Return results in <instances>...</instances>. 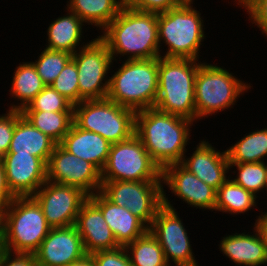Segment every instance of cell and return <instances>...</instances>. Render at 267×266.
Listing matches in <instances>:
<instances>
[{"label": "cell", "mask_w": 267, "mask_h": 266, "mask_svg": "<svg viewBox=\"0 0 267 266\" xmlns=\"http://www.w3.org/2000/svg\"><path fill=\"white\" fill-rule=\"evenodd\" d=\"M194 122L162 112L155 107L137 111L135 134L161 170L183 160L190 144ZM191 128V129H190Z\"/></svg>", "instance_id": "obj_1"}, {"label": "cell", "mask_w": 267, "mask_h": 266, "mask_svg": "<svg viewBox=\"0 0 267 266\" xmlns=\"http://www.w3.org/2000/svg\"><path fill=\"white\" fill-rule=\"evenodd\" d=\"M100 34L116 63L117 59L121 61L123 57L124 60L160 57L155 12L139 11L124 5Z\"/></svg>", "instance_id": "obj_2"}, {"label": "cell", "mask_w": 267, "mask_h": 266, "mask_svg": "<svg viewBox=\"0 0 267 266\" xmlns=\"http://www.w3.org/2000/svg\"><path fill=\"white\" fill-rule=\"evenodd\" d=\"M194 2L186 0L175 8L157 13L161 57L201 61L200 49L207 35L204 31L205 21L200 11L193 6ZM162 44L167 47L166 51Z\"/></svg>", "instance_id": "obj_3"}, {"label": "cell", "mask_w": 267, "mask_h": 266, "mask_svg": "<svg viewBox=\"0 0 267 266\" xmlns=\"http://www.w3.org/2000/svg\"><path fill=\"white\" fill-rule=\"evenodd\" d=\"M201 61L158 58V95L154 107L196 123L195 77Z\"/></svg>", "instance_id": "obj_4"}, {"label": "cell", "mask_w": 267, "mask_h": 266, "mask_svg": "<svg viewBox=\"0 0 267 266\" xmlns=\"http://www.w3.org/2000/svg\"><path fill=\"white\" fill-rule=\"evenodd\" d=\"M51 228L32 196L16 197L0 212V234L10 252L35 254Z\"/></svg>", "instance_id": "obj_5"}, {"label": "cell", "mask_w": 267, "mask_h": 266, "mask_svg": "<svg viewBox=\"0 0 267 266\" xmlns=\"http://www.w3.org/2000/svg\"><path fill=\"white\" fill-rule=\"evenodd\" d=\"M117 69L110 72L114 73L107 98L135 112L153 108L158 95V58L121 60Z\"/></svg>", "instance_id": "obj_6"}, {"label": "cell", "mask_w": 267, "mask_h": 266, "mask_svg": "<svg viewBox=\"0 0 267 266\" xmlns=\"http://www.w3.org/2000/svg\"><path fill=\"white\" fill-rule=\"evenodd\" d=\"M251 88L250 83L238 79L225 67L203 60L195 77L196 122L234 108L240 96Z\"/></svg>", "instance_id": "obj_7"}, {"label": "cell", "mask_w": 267, "mask_h": 266, "mask_svg": "<svg viewBox=\"0 0 267 266\" xmlns=\"http://www.w3.org/2000/svg\"><path fill=\"white\" fill-rule=\"evenodd\" d=\"M135 114L108 98L84 100L74 105L73 122L81 129L101 135L111 144L135 134Z\"/></svg>", "instance_id": "obj_8"}, {"label": "cell", "mask_w": 267, "mask_h": 266, "mask_svg": "<svg viewBox=\"0 0 267 266\" xmlns=\"http://www.w3.org/2000/svg\"><path fill=\"white\" fill-rule=\"evenodd\" d=\"M161 175V168L152 160L136 134L111 144L107 162L101 171L102 181H162Z\"/></svg>", "instance_id": "obj_9"}, {"label": "cell", "mask_w": 267, "mask_h": 266, "mask_svg": "<svg viewBox=\"0 0 267 266\" xmlns=\"http://www.w3.org/2000/svg\"><path fill=\"white\" fill-rule=\"evenodd\" d=\"M166 194L163 193V205L157 211L149 231L161 245L169 266H200L195 259L192 241L183 219Z\"/></svg>", "instance_id": "obj_10"}, {"label": "cell", "mask_w": 267, "mask_h": 266, "mask_svg": "<svg viewBox=\"0 0 267 266\" xmlns=\"http://www.w3.org/2000/svg\"><path fill=\"white\" fill-rule=\"evenodd\" d=\"M72 59L78 71L80 102L107 98L110 79L108 73L111 67H115L107 44L97 36L78 49Z\"/></svg>", "instance_id": "obj_11"}, {"label": "cell", "mask_w": 267, "mask_h": 266, "mask_svg": "<svg viewBox=\"0 0 267 266\" xmlns=\"http://www.w3.org/2000/svg\"><path fill=\"white\" fill-rule=\"evenodd\" d=\"M100 191L117 206L131 211L148 228L163 205L162 181H102Z\"/></svg>", "instance_id": "obj_12"}, {"label": "cell", "mask_w": 267, "mask_h": 266, "mask_svg": "<svg viewBox=\"0 0 267 266\" xmlns=\"http://www.w3.org/2000/svg\"><path fill=\"white\" fill-rule=\"evenodd\" d=\"M52 228L75 225L81 206L89 198L82 189L46 181L32 196Z\"/></svg>", "instance_id": "obj_13"}, {"label": "cell", "mask_w": 267, "mask_h": 266, "mask_svg": "<svg viewBox=\"0 0 267 266\" xmlns=\"http://www.w3.org/2000/svg\"><path fill=\"white\" fill-rule=\"evenodd\" d=\"M47 181L75 186L89 196L101 190V171L56 144L47 163Z\"/></svg>", "instance_id": "obj_14"}, {"label": "cell", "mask_w": 267, "mask_h": 266, "mask_svg": "<svg viewBox=\"0 0 267 266\" xmlns=\"http://www.w3.org/2000/svg\"><path fill=\"white\" fill-rule=\"evenodd\" d=\"M161 179L163 193L171 190L172 195L181 199L183 204L187 203L192 209L195 207L202 209L203 212L215 211L217 191L190 173L180 163L164 167Z\"/></svg>", "instance_id": "obj_15"}, {"label": "cell", "mask_w": 267, "mask_h": 266, "mask_svg": "<svg viewBox=\"0 0 267 266\" xmlns=\"http://www.w3.org/2000/svg\"><path fill=\"white\" fill-rule=\"evenodd\" d=\"M8 187L16 197L33 196L47 181V164L31 154L7 153L0 159Z\"/></svg>", "instance_id": "obj_16"}, {"label": "cell", "mask_w": 267, "mask_h": 266, "mask_svg": "<svg viewBox=\"0 0 267 266\" xmlns=\"http://www.w3.org/2000/svg\"><path fill=\"white\" fill-rule=\"evenodd\" d=\"M85 254L82 238L72 225L51 228L35 256L37 266H66Z\"/></svg>", "instance_id": "obj_17"}, {"label": "cell", "mask_w": 267, "mask_h": 266, "mask_svg": "<svg viewBox=\"0 0 267 266\" xmlns=\"http://www.w3.org/2000/svg\"><path fill=\"white\" fill-rule=\"evenodd\" d=\"M188 154L190 156L185 154L180 164L216 191L229 178L230 169L226 150L223 149L221 152L207 139H201L193 148L192 154Z\"/></svg>", "instance_id": "obj_18"}, {"label": "cell", "mask_w": 267, "mask_h": 266, "mask_svg": "<svg viewBox=\"0 0 267 266\" xmlns=\"http://www.w3.org/2000/svg\"><path fill=\"white\" fill-rule=\"evenodd\" d=\"M75 226L82 238L86 254L119 247L101 209L90 198L81 206Z\"/></svg>", "instance_id": "obj_19"}, {"label": "cell", "mask_w": 267, "mask_h": 266, "mask_svg": "<svg viewBox=\"0 0 267 266\" xmlns=\"http://www.w3.org/2000/svg\"><path fill=\"white\" fill-rule=\"evenodd\" d=\"M101 209L102 215L112 230L119 246H126L144 235L149 228L125 207L117 206L101 191L89 196Z\"/></svg>", "instance_id": "obj_20"}, {"label": "cell", "mask_w": 267, "mask_h": 266, "mask_svg": "<svg viewBox=\"0 0 267 266\" xmlns=\"http://www.w3.org/2000/svg\"><path fill=\"white\" fill-rule=\"evenodd\" d=\"M253 227L252 232H235L223 236L220 241L219 251L235 266H262L266 260V245ZM250 233V234H249Z\"/></svg>", "instance_id": "obj_21"}, {"label": "cell", "mask_w": 267, "mask_h": 266, "mask_svg": "<svg viewBox=\"0 0 267 266\" xmlns=\"http://www.w3.org/2000/svg\"><path fill=\"white\" fill-rule=\"evenodd\" d=\"M66 151L94 164L100 171L104 168L111 143L101 135L85 131L74 122L59 143Z\"/></svg>", "instance_id": "obj_22"}, {"label": "cell", "mask_w": 267, "mask_h": 266, "mask_svg": "<svg viewBox=\"0 0 267 266\" xmlns=\"http://www.w3.org/2000/svg\"><path fill=\"white\" fill-rule=\"evenodd\" d=\"M65 9L67 14L54 18L48 24L45 48L65 51L73 55L89 43L88 40L85 41L86 43L82 40L85 39L83 28L86 29V24L68 8Z\"/></svg>", "instance_id": "obj_23"}, {"label": "cell", "mask_w": 267, "mask_h": 266, "mask_svg": "<svg viewBox=\"0 0 267 266\" xmlns=\"http://www.w3.org/2000/svg\"><path fill=\"white\" fill-rule=\"evenodd\" d=\"M56 144L52 138L35 128L21 114L15 122L8 153L31 154L47 164Z\"/></svg>", "instance_id": "obj_24"}, {"label": "cell", "mask_w": 267, "mask_h": 266, "mask_svg": "<svg viewBox=\"0 0 267 266\" xmlns=\"http://www.w3.org/2000/svg\"><path fill=\"white\" fill-rule=\"evenodd\" d=\"M124 5V0H68L66 8L87 24L88 30L93 25L102 32Z\"/></svg>", "instance_id": "obj_25"}, {"label": "cell", "mask_w": 267, "mask_h": 266, "mask_svg": "<svg viewBox=\"0 0 267 266\" xmlns=\"http://www.w3.org/2000/svg\"><path fill=\"white\" fill-rule=\"evenodd\" d=\"M13 74L11 87L8 91L11 99H16V102L15 104L11 103L8 109L21 111L46 85L37 74L36 68L31 61L20 62Z\"/></svg>", "instance_id": "obj_26"}, {"label": "cell", "mask_w": 267, "mask_h": 266, "mask_svg": "<svg viewBox=\"0 0 267 266\" xmlns=\"http://www.w3.org/2000/svg\"><path fill=\"white\" fill-rule=\"evenodd\" d=\"M257 197L228 178L217 190L215 212L228 213L232 216L247 214L257 210ZM235 214V215H234Z\"/></svg>", "instance_id": "obj_27"}, {"label": "cell", "mask_w": 267, "mask_h": 266, "mask_svg": "<svg viewBox=\"0 0 267 266\" xmlns=\"http://www.w3.org/2000/svg\"><path fill=\"white\" fill-rule=\"evenodd\" d=\"M267 126L252 130L226 148L229 163H256L267 160ZM266 159V160H265Z\"/></svg>", "instance_id": "obj_28"}, {"label": "cell", "mask_w": 267, "mask_h": 266, "mask_svg": "<svg viewBox=\"0 0 267 266\" xmlns=\"http://www.w3.org/2000/svg\"><path fill=\"white\" fill-rule=\"evenodd\" d=\"M21 114L57 144L62 141L73 123V112L21 111Z\"/></svg>", "instance_id": "obj_29"}, {"label": "cell", "mask_w": 267, "mask_h": 266, "mask_svg": "<svg viewBox=\"0 0 267 266\" xmlns=\"http://www.w3.org/2000/svg\"><path fill=\"white\" fill-rule=\"evenodd\" d=\"M125 248L132 266H169L161 245L149 230Z\"/></svg>", "instance_id": "obj_30"}, {"label": "cell", "mask_w": 267, "mask_h": 266, "mask_svg": "<svg viewBox=\"0 0 267 266\" xmlns=\"http://www.w3.org/2000/svg\"><path fill=\"white\" fill-rule=\"evenodd\" d=\"M229 169L230 171L235 169L231 172L229 178L258 199L260 192L263 193L264 190L267 192L266 162L229 163ZM233 173L236 175L235 177Z\"/></svg>", "instance_id": "obj_31"}, {"label": "cell", "mask_w": 267, "mask_h": 266, "mask_svg": "<svg viewBox=\"0 0 267 266\" xmlns=\"http://www.w3.org/2000/svg\"><path fill=\"white\" fill-rule=\"evenodd\" d=\"M44 50L37 56V60L31 61L46 86H50L64 69L72 54L65 51Z\"/></svg>", "instance_id": "obj_32"}, {"label": "cell", "mask_w": 267, "mask_h": 266, "mask_svg": "<svg viewBox=\"0 0 267 266\" xmlns=\"http://www.w3.org/2000/svg\"><path fill=\"white\" fill-rule=\"evenodd\" d=\"M21 111L73 112L74 105L50 85Z\"/></svg>", "instance_id": "obj_33"}, {"label": "cell", "mask_w": 267, "mask_h": 266, "mask_svg": "<svg viewBox=\"0 0 267 266\" xmlns=\"http://www.w3.org/2000/svg\"><path fill=\"white\" fill-rule=\"evenodd\" d=\"M51 86L73 105L80 103L78 71L72 58L67 62Z\"/></svg>", "instance_id": "obj_34"}, {"label": "cell", "mask_w": 267, "mask_h": 266, "mask_svg": "<svg viewBox=\"0 0 267 266\" xmlns=\"http://www.w3.org/2000/svg\"><path fill=\"white\" fill-rule=\"evenodd\" d=\"M233 4L243 7L249 16L248 21L267 38V0H234Z\"/></svg>", "instance_id": "obj_35"}, {"label": "cell", "mask_w": 267, "mask_h": 266, "mask_svg": "<svg viewBox=\"0 0 267 266\" xmlns=\"http://www.w3.org/2000/svg\"><path fill=\"white\" fill-rule=\"evenodd\" d=\"M21 111L7 109L0 115V159L8 153L13 138L15 122Z\"/></svg>", "instance_id": "obj_36"}, {"label": "cell", "mask_w": 267, "mask_h": 266, "mask_svg": "<svg viewBox=\"0 0 267 266\" xmlns=\"http://www.w3.org/2000/svg\"><path fill=\"white\" fill-rule=\"evenodd\" d=\"M96 266H132L124 246L92 253Z\"/></svg>", "instance_id": "obj_37"}, {"label": "cell", "mask_w": 267, "mask_h": 266, "mask_svg": "<svg viewBox=\"0 0 267 266\" xmlns=\"http://www.w3.org/2000/svg\"><path fill=\"white\" fill-rule=\"evenodd\" d=\"M186 0H124L125 5L145 12L161 13L183 4Z\"/></svg>", "instance_id": "obj_38"}, {"label": "cell", "mask_w": 267, "mask_h": 266, "mask_svg": "<svg viewBox=\"0 0 267 266\" xmlns=\"http://www.w3.org/2000/svg\"><path fill=\"white\" fill-rule=\"evenodd\" d=\"M0 266H37L35 254L7 251Z\"/></svg>", "instance_id": "obj_39"}, {"label": "cell", "mask_w": 267, "mask_h": 266, "mask_svg": "<svg viewBox=\"0 0 267 266\" xmlns=\"http://www.w3.org/2000/svg\"><path fill=\"white\" fill-rule=\"evenodd\" d=\"M15 198L8 187L4 165L0 162V212Z\"/></svg>", "instance_id": "obj_40"}, {"label": "cell", "mask_w": 267, "mask_h": 266, "mask_svg": "<svg viewBox=\"0 0 267 266\" xmlns=\"http://www.w3.org/2000/svg\"><path fill=\"white\" fill-rule=\"evenodd\" d=\"M255 223H253L254 227L259 232L263 243L266 245L267 248V215L266 214H260L256 216Z\"/></svg>", "instance_id": "obj_41"}, {"label": "cell", "mask_w": 267, "mask_h": 266, "mask_svg": "<svg viewBox=\"0 0 267 266\" xmlns=\"http://www.w3.org/2000/svg\"><path fill=\"white\" fill-rule=\"evenodd\" d=\"M66 266H96L92 254H85L82 258L69 263Z\"/></svg>", "instance_id": "obj_42"}, {"label": "cell", "mask_w": 267, "mask_h": 266, "mask_svg": "<svg viewBox=\"0 0 267 266\" xmlns=\"http://www.w3.org/2000/svg\"><path fill=\"white\" fill-rule=\"evenodd\" d=\"M6 252H7V248L4 245L3 238H2V236L0 234V264H1L2 260H3L4 255L6 254Z\"/></svg>", "instance_id": "obj_43"}, {"label": "cell", "mask_w": 267, "mask_h": 266, "mask_svg": "<svg viewBox=\"0 0 267 266\" xmlns=\"http://www.w3.org/2000/svg\"><path fill=\"white\" fill-rule=\"evenodd\" d=\"M265 266H267V249H266V260H265Z\"/></svg>", "instance_id": "obj_44"}, {"label": "cell", "mask_w": 267, "mask_h": 266, "mask_svg": "<svg viewBox=\"0 0 267 266\" xmlns=\"http://www.w3.org/2000/svg\"><path fill=\"white\" fill-rule=\"evenodd\" d=\"M267 193V192H266ZM267 195V194H266ZM267 205V204H266ZM260 213H262V214H266L267 215V209H266V212L264 211V212H262V211H260Z\"/></svg>", "instance_id": "obj_45"}, {"label": "cell", "mask_w": 267, "mask_h": 266, "mask_svg": "<svg viewBox=\"0 0 267 266\" xmlns=\"http://www.w3.org/2000/svg\"><path fill=\"white\" fill-rule=\"evenodd\" d=\"M266 178H267V161H266Z\"/></svg>", "instance_id": "obj_46"}]
</instances>
